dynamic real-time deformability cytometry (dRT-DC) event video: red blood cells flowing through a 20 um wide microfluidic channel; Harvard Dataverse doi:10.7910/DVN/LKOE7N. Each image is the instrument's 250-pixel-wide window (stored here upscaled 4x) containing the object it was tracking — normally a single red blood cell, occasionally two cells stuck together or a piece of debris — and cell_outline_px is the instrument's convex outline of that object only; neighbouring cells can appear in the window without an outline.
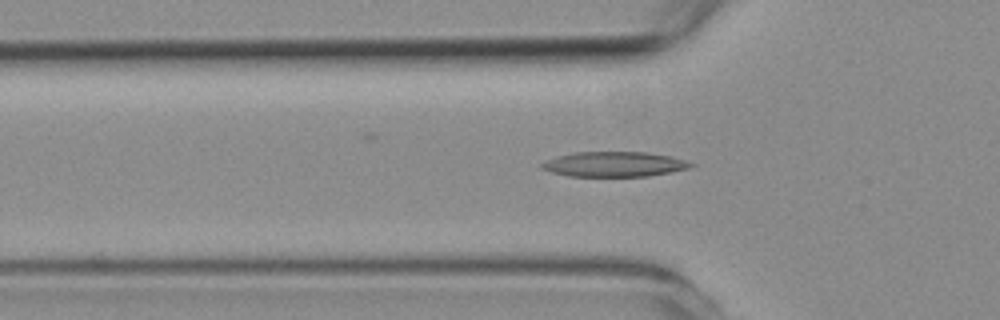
{"species": "common noctule bat (a hibernating species)", "species_latin": "Nyctalus noctula", "temperature_condition": "room temperature", "stored_images_in_passage": 54, "camera_frame_rate_fps": 3000, "um_per_image_px": 0.085, "animal": {"sex": "female", "body_mass_g": 19.3, "forearm_length_mm": 54.1}, "frame": {"image": 1, "passage_image": 17, "time_ms": 5.333, "image_size_px": [1000, 320], "cell_outline_px": [[696, 164], [688, 168], [648, 176], [568, 176], [552, 172], [540, 168], [540, 164], [544, 160], [556, 156], [576, 152], [644, 152], [668, 156], [684, 160]], "centroid_in_image_um": [52.13, 13.95], "position_along_channel_um": 73.7, "area_um2": 21.56}}
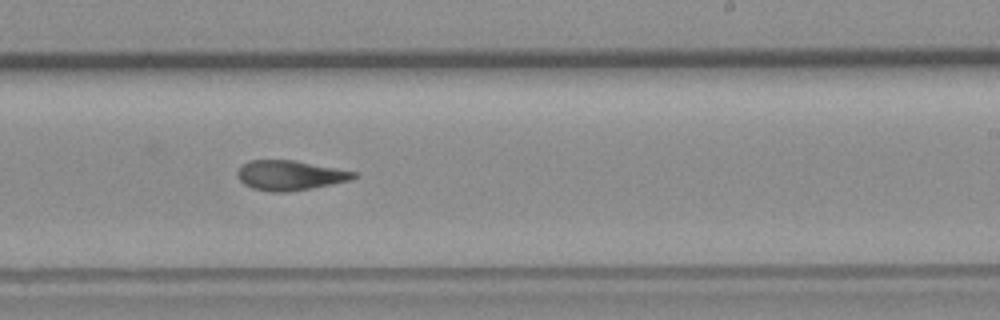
{"frame": {"image": 2, "passage_image": 32, "time_ms": 10.333, "image_size_px": [1000, 320], "cell_outline_px": [[356, 176], [352, 180], [312, 188], [288, 192], [272, 192], [252, 188], [244, 184], [236, 176], [236, 172], [248, 160], [292, 160], [336, 168], [356, 172]], "centroid_in_image_um": [24.62, 14.91], "position_along_channel_um": 264.4, "area_um2": 20.11}}
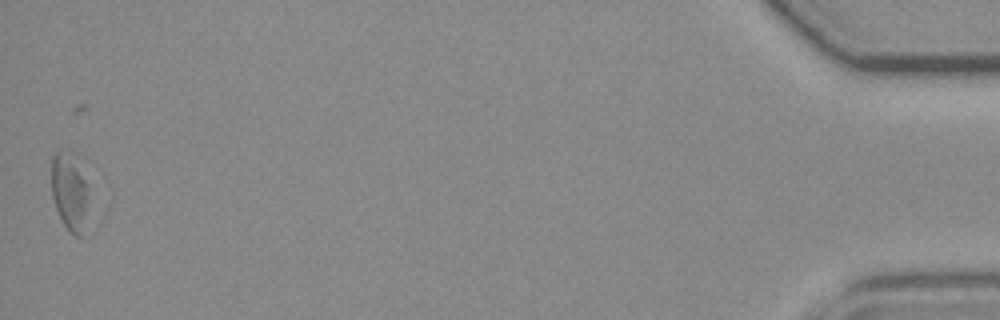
{"frame": {"image": 3, "passage_image": 53, "time_ms": 17.333, "image_size_px": [1000, 320], "cell_outline_px": [[104, 216], [100, 224], [80, 236], [76, 236], [64, 224], [56, 208], [52, 196], [52, 156], [60, 148], [64, 148], [72, 152], [104, 212]], "centroid_in_image_um": [6.29, 16.54], "position_along_channel_um": 428.9, "area_um2": 20.87}, "authors_computed_cell_mechanics": {"area_um2": 20.8658, "velocity_mm_per_s": 3.7993, "shape_relaxation_time_tau1_ms": 7.7211, "shape_relaxation_time_tau2_ms": 3.4047, "deformation_change_tau1": 0.2162, "deformation_change_tau2": 0.117}}